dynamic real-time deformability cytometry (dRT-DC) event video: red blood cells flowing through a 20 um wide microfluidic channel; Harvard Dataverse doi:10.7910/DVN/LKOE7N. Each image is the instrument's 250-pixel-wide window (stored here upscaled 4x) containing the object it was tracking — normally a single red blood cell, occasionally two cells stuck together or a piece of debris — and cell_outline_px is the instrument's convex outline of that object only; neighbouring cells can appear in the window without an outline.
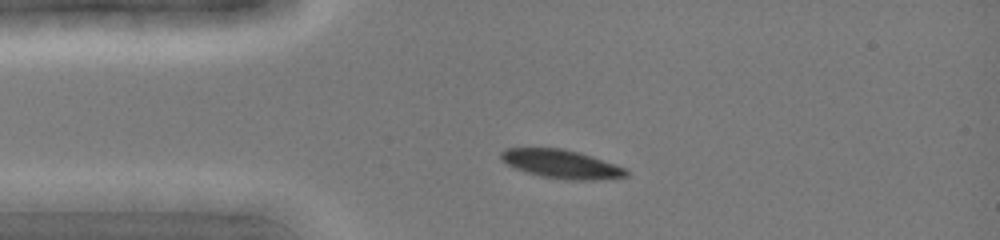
{"species": "common noctule bat (a hibernating species)", "species_latin": "Nyctalus noctula", "temperature_condition": "cold", "stored_images_in_passage": 10, "camera_frame_rate_fps": 3000, "um_per_image_px": 0.085, "animal": {"sex": "female", "body_mass_g": 19.0, "forearm_length_mm": 51.5}, "frame": {"image": 1, "passage_image": 5, "time_ms": 1.667, "image_size_px": [1000, 240], "cell_outline_px": [[628, 176], [596, 180], [564, 180], [540, 176], [516, 168], [500, 160], [500, 152], [504, 148], [560, 148], [580, 152], [616, 164], [624, 168], [628, 172]], "centroid_in_image_um": [47.71, 13.94], "position_along_channel_um": 37.3, "area_um2": 20.92}}
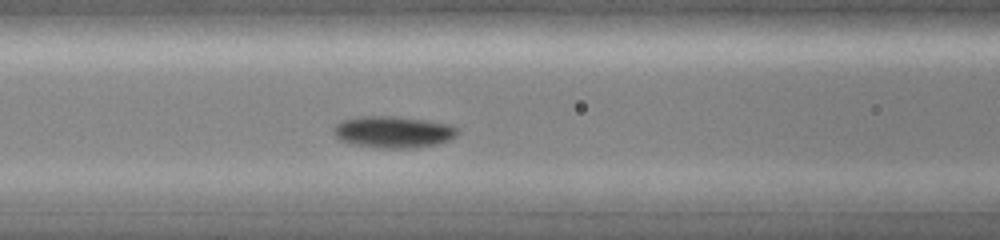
{"frame": {"image": 2, "passage_image": 10, "time_ms": 4.333, "image_size_px": [1000, 240], "cell_outline_px": [[456, 136], [448, 140], [436, 144], [416, 148], [372, 148], [352, 144], [340, 140], [332, 132], [332, 128], [340, 120], [356, 116], [392, 116], [424, 120], [448, 124], [456, 128]], "centroid_in_image_um": [33.33, 11.22], "position_along_channel_um": 133.3, "area_um2": 23.0}}